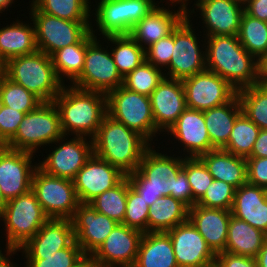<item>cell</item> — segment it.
Listing matches in <instances>:
<instances>
[{"label": "cell", "instance_id": "cell-7", "mask_svg": "<svg viewBox=\"0 0 267 267\" xmlns=\"http://www.w3.org/2000/svg\"><path fill=\"white\" fill-rule=\"evenodd\" d=\"M107 115L139 133L148 142L160 132L153 119L150 96L132 92L123 86L106 94Z\"/></svg>", "mask_w": 267, "mask_h": 267}, {"label": "cell", "instance_id": "cell-12", "mask_svg": "<svg viewBox=\"0 0 267 267\" xmlns=\"http://www.w3.org/2000/svg\"><path fill=\"white\" fill-rule=\"evenodd\" d=\"M189 13L187 10V16L174 29V51L165 73L167 78L183 80L207 69L206 51L198 45Z\"/></svg>", "mask_w": 267, "mask_h": 267}, {"label": "cell", "instance_id": "cell-40", "mask_svg": "<svg viewBox=\"0 0 267 267\" xmlns=\"http://www.w3.org/2000/svg\"><path fill=\"white\" fill-rule=\"evenodd\" d=\"M244 114L260 129H267V84H256L237 91Z\"/></svg>", "mask_w": 267, "mask_h": 267}, {"label": "cell", "instance_id": "cell-1", "mask_svg": "<svg viewBox=\"0 0 267 267\" xmlns=\"http://www.w3.org/2000/svg\"><path fill=\"white\" fill-rule=\"evenodd\" d=\"M204 42L207 70L221 76L237 91L260 83L259 61L237 36H209Z\"/></svg>", "mask_w": 267, "mask_h": 267}, {"label": "cell", "instance_id": "cell-15", "mask_svg": "<svg viewBox=\"0 0 267 267\" xmlns=\"http://www.w3.org/2000/svg\"><path fill=\"white\" fill-rule=\"evenodd\" d=\"M65 137L60 139L61 143L64 141L63 144L59 143L58 147H54L48 157L38 163V167L49 175L73 180L92 156L93 140L87 141L86 137L74 136L65 142Z\"/></svg>", "mask_w": 267, "mask_h": 267}, {"label": "cell", "instance_id": "cell-33", "mask_svg": "<svg viewBox=\"0 0 267 267\" xmlns=\"http://www.w3.org/2000/svg\"><path fill=\"white\" fill-rule=\"evenodd\" d=\"M87 50V34L76 44L54 52L50 57L58 78L72 83L82 72ZM63 75V76H62Z\"/></svg>", "mask_w": 267, "mask_h": 267}, {"label": "cell", "instance_id": "cell-29", "mask_svg": "<svg viewBox=\"0 0 267 267\" xmlns=\"http://www.w3.org/2000/svg\"><path fill=\"white\" fill-rule=\"evenodd\" d=\"M241 112L238 95L224 105L203 111L211 145L215 149L223 148L227 144L236 118Z\"/></svg>", "mask_w": 267, "mask_h": 267}, {"label": "cell", "instance_id": "cell-2", "mask_svg": "<svg viewBox=\"0 0 267 267\" xmlns=\"http://www.w3.org/2000/svg\"><path fill=\"white\" fill-rule=\"evenodd\" d=\"M67 87L64 85L53 100L59 112L62 132L64 136L74 134L93 139L107 115L106 94L72 85Z\"/></svg>", "mask_w": 267, "mask_h": 267}, {"label": "cell", "instance_id": "cell-53", "mask_svg": "<svg viewBox=\"0 0 267 267\" xmlns=\"http://www.w3.org/2000/svg\"><path fill=\"white\" fill-rule=\"evenodd\" d=\"M244 11L261 21L267 22V0H249Z\"/></svg>", "mask_w": 267, "mask_h": 267}, {"label": "cell", "instance_id": "cell-21", "mask_svg": "<svg viewBox=\"0 0 267 267\" xmlns=\"http://www.w3.org/2000/svg\"><path fill=\"white\" fill-rule=\"evenodd\" d=\"M200 9L202 23L206 24L209 36H237L244 7L230 0H198L194 3Z\"/></svg>", "mask_w": 267, "mask_h": 267}, {"label": "cell", "instance_id": "cell-61", "mask_svg": "<svg viewBox=\"0 0 267 267\" xmlns=\"http://www.w3.org/2000/svg\"><path fill=\"white\" fill-rule=\"evenodd\" d=\"M5 75V62L0 58V79Z\"/></svg>", "mask_w": 267, "mask_h": 267}, {"label": "cell", "instance_id": "cell-34", "mask_svg": "<svg viewBox=\"0 0 267 267\" xmlns=\"http://www.w3.org/2000/svg\"><path fill=\"white\" fill-rule=\"evenodd\" d=\"M106 38L112 44H115V47L111 50V54L123 78L145 62V49L131 36L108 35L104 36V39Z\"/></svg>", "mask_w": 267, "mask_h": 267}, {"label": "cell", "instance_id": "cell-25", "mask_svg": "<svg viewBox=\"0 0 267 267\" xmlns=\"http://www.w3.org/2000/svg\"><path fill=\"white\" fill-rule=\"evenodd\" d=\"M231 210L205 208L194 205L189 208L188 219L207 242L211 250L218 254L225 252Z\"/></svg>", "mask_w": 267, "mask_h": 267}, {"label": "cell", "instance_id": "cell-32", "mask_svg": "<svg viewBox=\"0 0 267 267\" xmlns=\"http://www.w3.org/2000/svg\"><path fill=\"white\" fill-rule=\"evenodd\" d=\"M189 207L171 195L158 198L148 212V232H167L188 220Z\"/></svg>", "mask_w": 267, "mask_h": 267}, {"label": "cell", "instance_id": "cell-57", "mask_svg": "<svg viewBox=\"0 0 267 267\" xmlns=\"http://www.w3.org/2000/svg\"><path fill=\"white\" fill-rule=\"evenodd\" d=\"M260 83L267 84V53L259 61Z\"/></svg>", "mask_w": 267, "mask_h": 267}, {"label": "cell", "instance_id": "cell-35", "mask_svg": "<svg viewBox=\"0 0 267 267\" xmlns=\"http://www.w3.org/2000/svg\"><path fill=\"white\" fill-rule=\"evenodd\" d=\"M237 37L240 44L256 60L260 61L267 53V22L252 17L244 11Z\"/></svg>", "mask_w": 267, "mask_h": 267}, {"label": "cell", "instance_id": "cell-52", "mask_svg": "<svg viewBox=\"0 0 267 267\" xmlns=\"http://www.w3.org/2000/svg\"><path fill=\"white\" fill-rule=\"evenodd\" d=\"M175 199L182 201L189 208L193 207V195L186 173L181 169L175 181V192L170 194Z\"/></svg>", "mask_w": 267, "mask_h": 267}, {"label": "cell", "instance_id": "cell-30", "mask_svg": "<svg viewBox=\"0 0 267 267\" xmlns=\"http://www.w3.org/2000/svg\"><path fill=\"white\" fill-rule=\"evenodd\" d=\"M266 238L267 234L260 229L231 215L225 251L256 258Z\"/></svg>", "mask_w": 267, "mask_h": 267}, {"label": "cell", "instance_id": "cell-48", "mask_svg": "<svg viewBox=\"0 0 267 267\" xmlns=\"http://www.w3.org/2000/svg\"><path fill=\"white\" fill-rule=\"evenodd\" d=\"M157 6L155 0H124L125 35H129L133 26Z\"/></svg>", "mask_w": 267, "mask_h": 267}, {"label": "cell", "instance_id": "cell-50", "mask_svg": "<svg viewBox=\"0 0 267 267\" xmlns=\"http://www.w3.org/2000/svg\"><path fill=\"white\" fill-rule=\"evenodd\" d=\"M247 183L267 189V157H248Z\"/></svg>", "mask_w": 267, "mask_h": 267}, {"label": "cell", "instance_id": "cell-18", "mask_svg": "<svg viewBox=\"0 0 267 267\" xmlns=\"http://www.w3.org/2000/svg\"><path fill=\"white\" fill-rule=\"evenodd\" d=\"M142 236V231L118 224L90 257L110 267H133Z\"/></svg>", "mask_w": 267, "mask_h": 267}, {"label": "cell", "instance_id": "cell-26", "mask_svg": "<svg viewBox=\"0 0 267 267\" xmlns=\"http://www.w3.org/2000/svg\"><path fill=\"white\" fill-rule=\"evenodd\" d=\"M231 213L267 234V189L243 184L235 191Z\"/></svg>", "mask_w": 267, "mask_h": 267}, {"label": "cell", "instance_id": "cell-63", "mask_svg": "<svg viewBox=\"0 0 267 267\" xmlns=\"http://www.w3.org/2000/svg\"><path fill=\"white\" fill-rule=\"evenodd\" d=\"M230 1H234L244 7L248 3L249 0H230Z\"/></svg>", "mask_w": 267, "mask_h": 267}, {"label": "cell", "instance_id": "cell-38", "mask_svg": "<svg viewBox=\"0 0 267 267\" xmlns=\"http://www.w3.org/2000/svg\"><path fill=\"white\" fill-rule=\"evenodd\" d=\"M94 14L97 29L103 37L125 35L124 0H100Z\"/></svg>", "mask_w": 267, "mask_h": 267}, {"label": "cell", "instance_id": "cell-58", "mask_svg": "<svg viewBox=\"0 0 267 267\" xmlns=\"http://www.w3.org/2000/svg\"><path fill=\"white\" fill-rule=\"evenodd\" d=\"M78 267H110V266L96 262L90 256H86V258L79 264Z\"/></svg>", "mask_w": 267, "mask_h": 267}, {"label": "cell", "instance_id": "cell-24", "mask_svg": "<svg viewBox=\"0 0 267 267\" xmlns=\"http://www.w3.org/2000/svg\"><path fill=\"white\" fill-rule=\"evenodd\" d=\"M74 241L71 219L49 218L19 250L25 255H51Z\"/></svg>", "mask_w": 267, "mask_h": 267}, {"label": "cell", "instance_id": "cell-55", "mask_svg": "<svg viewBox=\"0 0 267 267\" xmlns=\"http://www.w3.org/2000/svg\"><path fill=\"white\" fill-rule=\"evenodd\" d=\"M6 250H7L6 251L7 255H3L0 249V267H18L16 264H13V262H11L8 256L10 257L12 256V253L15 254L17 251H20V250L17 248H12V247H6Z\"/></svg>", "mask_w": 267, "mask_h": 267}, {"label": "cell", "instance_id": "cell-59", "mask_svg": "<svg viewBox=\"0 0 267 267\" xmlns=\"http://www.w3.org/2000/svg\"><path fill=\"white\" fill-rule=\"evenodd\" d=\"M14 0H0V13H2V11L4 12L5 9L9 6H11L14 2Z\"/></svg>", "mask_w": 267, "mask_h": 267}, {"label": "cell", "instance_id": "cell-41", "mask_svg": "<svg viewBox=\"0 0 267 267\" xmlns=\"http://www.w3.org/2000/svg\"><path fill=\"white\" fill-rule=\"evenodd\" d=\"M41 103L37 96L5 75L0 79V104L27 114Z\"/></svg>", "mask_w": 267, "mask_h": 267}, {"label": "cell", "instance_id": "cell-22", "mask_svg": "<svg viewBox=\"0 0 267 267\" xmlns=\"http://www.w3.org/2000/svg\"><path fill=\"white\" fill-rule=\"evenodd\" d=\"M167 132L178 139L189 158L199 157L215 149L211 145L203 111L186 108Z\"/></svg>", "mask_w": 267, "mask_h": 267}, {"label": "cell", "instance_id": "cell-6", "mask_svg": "<svg viewBox=\"0 0 267 267\" xmlns=\"http://www.w3.org/2000/svg\"><path fill=\"white\" fill-rule=\"evenodd\" d=\"M63 136L57 107L53 102H43L24 116L16 134L4 146L35 153L42 145L59 143Z\"/></svg>", "mask_w": 267, "mask_h": 267}, {"label": "cell", "instance_id": "cell-3", "mask_svg": "<svg viewBox=\"0 0 267 267\" xmlns=\"http://www.w3.org/2000/svg\"><path fill=\"white\" fill-rule=\"evenodd\" d=\"M93 140V154L117 167L125 175L138 169L152 145L139 133L106 115Z\"/></svg>", "mask_w": 267, "mask_h": 267}, {"label": "cell", "instance_id": "cell-42", "mask_svg": "<svg viewBox=\"0 0 267 267\" xmlns=\"http://www.w3.org/2000/svg\"><path fill=\"white\" fill-rule=\"evenodd\" d=\"M25 267H78L86 258L81 247L74 241L69 247L51 255H25Z\"/></svg>", "mask_w": 267, "mask_h": 267}, {"label": "cell", "instance_id": "cell-31", "mask_svg": "<svg viewBox=\"0 0 267 267\" xmlns=\"http://www.w3.org/2000/svg\"><path fill=\"white\" fill-rule=\"evenodd\" d=\"M16 21L0 29V58L9 59L33 54L37 51L34 24Z\"/></svg>", "mask_w": 267, "mask_h": 267}, {"label": "cell", "instance_id": "cell-11", "mask_svg": "<svg viewBox=\"0 0 267 267\" xmlns=\"http://www.w3.org/2000/svg\"><path fill=\"white\" fill-rule=\"evenodd\" d=\"M31 190L49 218L71 219L79 205L71 179L49 175L37 167Z\"/></svg>", "mask_w": 267, "mask_h": 267}, {"label": "cell", "instance_id": "cell-43", "mask_svg": "<svg viewBox=\"0 0 267 267\" xmlns=\"http://www.w3.org/2000/svg\"><path fill=\"white\" fill-rule=\"evenodd\" d=\"M164 77L161 69L145 61L123 78L122 86L132 92L150 96Z\"/></svg>", "mask_w": 267, "mask_h": 267}, {"label": "cell", "instance_id": "cell-19", "mask_svg": "<svg viewBox=\"0 0 267 267\" xmlns=\"http://www.w3.org/2000/svg\"><path fill=\"white\" fill-rule=\"evenodd\" d=\"M71 221L75 241L86 256H91L119 224L89 203H79Z\"/></svg>", "mask_w": 267, "mask_h": 267}, {"label": "cell", "instance_id": "cell-60", "mask_svg": "<svg viewBox=\"0 0 267 267\" xmlns=\"http://www.w3.org/2000/svg\"><path fill=\"white\" fill-rule=\"evenodd\" d=\"M6 203H7V201L5 200V198L1 192V189H0V215H1L4 207L6 206Z\"/></svg>", "mask_w": 267, "mask_h": 267}, {"label": "cell", "instance_id": "cell-14", "mask_svg": "<svg viewBox=\"0 0 267 267\" xmlns=\"http://www.w3.org/2000/svg\"><path fill=\"white\" fill-rule=\"evenodd\" d=\"M34 154L0 146V189L6 201L31 190Z\"/></svg>", "mask_w": 267, "mask_h": 267}, {"label": "cell", "instance_id": "cell-44", "mask_svg": "<svg viewBox=\"0 0 267 267\" xmlns=\"http://www.w3.org/2000/svg\"><path fill=\"white\" fill-rule=\"evenodd\" d=\"M183 158L182 170L186 173L193 195V206L204 195L206 189L213 181L207 167L198 158Z\"/></svg>", "mask_w": 267, "mask_h": 267}, {"label": "cell", "instance_id": "cell-37", "mask_svg": "<svg viewBox=\"0 0 267 267\" xmlns=\"http://www.w3.org/2000/svg\"><path fill=\"white\" fill-rule=\"evenodd\" d=\"M127 191L128 179L125 176L116 186L98 195L89 204L97 212L122 224L125 217Z\"/></svg>", "mask_w": 267, "mask_h": 267}, {"label": "cell", "instance_id": "cell-17", "mask_svg": "<svg viewBox=\"0 0 267 267\" xmlns=\"http://www.w3.org/2000/svg\"><path fill=\"white\" fill-rule=\"evenodd\" d=\"M125 176L117 167L92 154L73 179L79 203H90L116 186Z\"/></svg>", "mask_w": 267, "mask_h": 267}, {"label": "cell", "instance_id": "cell-13", "mask_svg": "<svg viewBox=\"0 0 267 267\" xmlns=\"http://www.w3.org/2000/svg\"><path fill=\"white\" fill-rule=\"evenodd\" d=\"M182 84L187 108L199 111L224 105L237 95L225 79L207 69L183 79Z\"/></svg>", "mask_w": 267, "mask_h": 267}, {"label": "cell", "instance_id": "cell-45", "mask_svg": "<svg viewBox=\"0 0 267 267\" xmlns=\"http://www.w3.org/2000/svg\"><path fill=\"white\" fill-rule=\"evenodd\" d=\"M149 207L142 196L130 186L128 181L126 210L122 224L140 230L143 233L148 232Z\"/></svg>", "mask_w": 267, "mask_h": 267}, {"label": "cell", "instance_id": "cell-62", "mask_svg": "<svg viewBox=\"0 0 267 267\" xmlns=\"http://www.w3.org/2000/svg\"><path fill=\"white\" fill-rule=\"evenodd\" d=\"M169 1H171V3L174 5V3L176 2V4H177V2H178V4L180 3V4H182L181 6L185 9V10H188V8L186 7L187 6V3H186V1H188V0H169Z\"/></svg>", "mask_w": 267, "mask_h": 267}, {"label": "cell", "instance_id": "cell-56", "mask_svg": "<svg viewBox=\"0 0 267 267\" xmlns=\"http://www.w3.org/2000/svg\"><path fill=\"white\" fill-rule=\"evenodd\" d=\"M258 267H267V238L263 243V247L256 256Z\"/></svg>", "mask_w": 267, "mask_h": 267}, {"label": "cell", "instance_id": "cell-46", "mask_svg": "<svg viewBox=\"0 0 267 267\" xmlns=\"http://www.w3.org/2000/svg\"><path fill=\"white\" fill-rule=\"evenodd\" d=\"M236 188L229 183L213 179L204 195L196 205L205 208L231 210L234 202Z\"/></svg>", "mask_w": 267, "mask_h": 267}, {"label": "cell", "instance_id": "cell-49", "mask_svg": "<svg viewBox=\"0 0 267 267\" xmlns=\"http://www.w3.org/2000/svg\"><path fill=\"white\" fill-rule=\"evenodd\" d=\"M26 113L0 104V146H4L17 132Z\"/></svg>", "mask_w": 267, "mask_h": 267}, {"label": "cell", "instance_id": "cell-5", "mask_svg": "<svg viewBox=\"0 0 267 267\" xmlns=\"http://www.w3.org/2000/svg\"><path fill=\"white\" fill-rule=\"evenodd\" d=\"M5 76L42 102H53L65 85L58 78L51 57L38 50L9 59L5 63Z\"/></svg>", "mask_w": 267, "mask_h": 267}, {"label": "cell", "instance_id": "cell-39", "mask_svg": "<svg viewBox=\"0 0 267 267\" xmlns=\"http://www.w3.org/2000/svg\"><path fill=\"white\" fill-rule=\"evenodd\" d=\"M90 0H33L31 3L43 13L68 21H89ZM90 9V10H89Z\"/></svg>", "mask_w": 267, "mask_h": 267}, {"label": "cell", "instance_id": "cell-23", "mask_svg": "<svg viewBox=\"0 0 267 267\" xmlns=\"http://www.w3.org/2000/svg\"><path fill=\"white\" fill-rule=\"evenodd\" d=\"M186 16L187 10L181 5L179 10L174 11V13L169 8L166 9L164 6L158 5L133 26L129 36L146 49L161 38L171 34Z\"/></svg>", "mask_w": 267, "mask_h": 267}, {"label": "cell", "instance_id": "cell-8", "mask_svg": "<svg viewBox=\"0 0 267 267\" xmlns=\"http://www.w3.org/2000/svg\"><path fill=\"white\" fill-rule=\"evenodd\" d=\"M0 218L6 228L5 246L17 249L32 238L49 219L32 190L7 201Z\"/></svg>", "mask_w": 267, "mask_h": 267}, {"label": "cell", "instance_id": "cell-54", "mask_svg": "<svg viewBox=\"0 0 267 267\" xmlns=\"http://www.w3.org/2000/svg\"><path fill=\"white\" fill-rule=\"evenodd\" d=\"M249 157H267V129H261Z\"/></svg>", "mask_w": 267, "mask_h": 267}, {"label": "cell", "instance_id": "cell-16", "mask_svg": "<svg viewBox=\"0 0 267 267\" xmlns=\"http://www.w3.org/2000/svg\"><path fill=\"white\" fill-rule=\"evenodd\" d=\"M178 267H214L216 254L188 219L167 231Z\"/></svg>", "mask_w": 267, "mask_h": 267}, {"label": "cell", "instance_id": "cell-20", "mask_svg": "<svg viewBox=\"0 0 267 267\" xmlns=\"http://www.w3.org/2000/svg\"><path fill=\"white\" fill-rule=\"evenodd\" d=\"M150 101L156 128L167 132L187 108L182 80L164 77L151 93Z\"/></svg>", "mask_w": 267, "mask_h": 267}, {"label": "cell", "instance_id": "cell-27", "mask_svg": "<svg viewBox=\"0 0 267 267\" xmlns=\"http://www.w3.org/2000/svg\"><path fill=\"white\" fill-rule=\"evenodd\" d=\"M213 179L231 184L236 189L247 183L246 158L236 156L222 148L213 149L198 157Z\"/></svg>", "mask_w": 267, "mask_h": 267}, {"label": "cell", "instance_id": "cell-51", "mask_svg": "<svg viewBox=\"0 0 267 267\" xmlns=\"http://www.w3.org/2000/svg\"><path fill=\"white\" fill-rule=\"evenodd\" d=\"M214 267H258L256 258L235 255L228 252L216 254Z\"/></svg>", "mask_w": 267, "mask_h": 267}, {"label": "cell", "instance_id": "cell-28", "mask_svg": "<svg viewBox=\"0 0 267 267\" xmlns=\"http://www.w3.org/2000/svg\"><path fill=\"white\" fill-rule=\"evenodd\" d=\"M133 267H178L167 232H145Z\"/></svg>", "mask_w": 267, "mask_h": 267}, {"label": "cell", "instance_id": "cell-4", "mask_svg": "<svg viewBox=\"0 0 267 267\" xmlns=\"http://www.w3.org/2000/svg\"><path fill=\"white\" fill-rule=\"evenodd\" d=\"M182 166V156H168L150 146L138 169L126 176L130 186L151 206L158 198L175 192V181Z\"/></svg>", "mask_w": 267, "mask_h": 267}, {"label": "cell", "instance_id": "cell-10", "mask_svg": "<svg viewBox=\"0 0 267 267\" xmlns=\"http://www.w3.org/2000/svg\"><path fill=\"white\" fill-rule=\"evenodd\" d=\"M30 7L37 50L49 56L78 43L90 31V21H68L40 12L32 3Z\"/></svg>", "mask_w": 267, "mask_h": 267}, {"label": "cell", "instance_id": "cell-47", "mask_svg": "<svg viewBox=\"0 0 267 267\" xmlns=\"http://www.w3.org/2000/svg\"><path fill=\"white\" fill-rule=\"evenodd\" d=\"M172 51H174V30L168 36L161 38L145 49V61L154 67L161 68L169 66Z\"/></svg>", "mask_w": 267, "mask_h": 267}, {"label": "cell", "instance_id": "cell-36", "mask_svg": "<svg viewBox=\"0 0 267 267\" xmlns=\"http://www.w3.org/2000/svg\"><path fill=\"white\" fill-rule=\"evenodd\" d=\"M260 130L242 111L237 116L230 138L222 149L236 156L248 158Z\"/></svg>", "mask_w": 267, "mask_h": 267}, {"label": "cell", "instance_id": "cell-9", "mask_svg": "<svg viewBox=\"0 0 267 267\" xmlns=\"http://www.w3.org/2000/svg\"><path fill=\"white\" fill-rule=\"evenodd\" d=\"M94 33L91 25L87 33L84 67L81 74L72 82V86L107 94L123 85V77L117 69L111 51L99 44Z\"/></svg>", "mask_w": 267, "mask_h": 267}]
</instances>
